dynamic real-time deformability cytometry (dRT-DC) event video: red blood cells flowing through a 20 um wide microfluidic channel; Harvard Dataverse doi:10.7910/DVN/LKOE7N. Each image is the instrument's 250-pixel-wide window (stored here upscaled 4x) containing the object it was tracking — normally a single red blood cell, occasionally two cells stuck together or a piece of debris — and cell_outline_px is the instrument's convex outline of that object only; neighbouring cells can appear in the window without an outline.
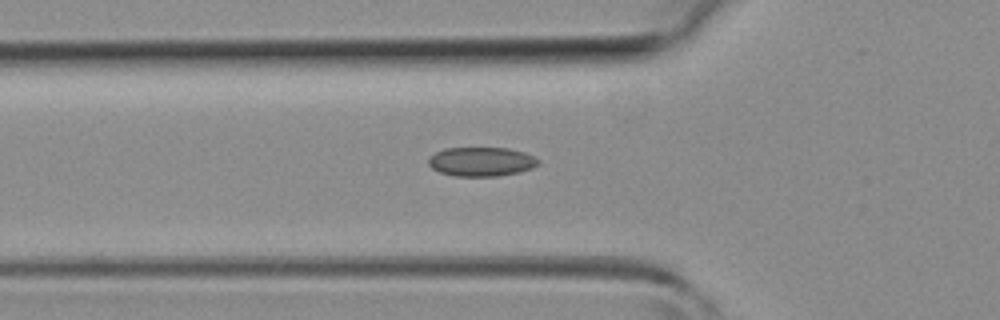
{"species": "common noctule bat (a hibernating species)", "species_latin": "Nyctalus noctula", "temperature_condition": "room temperature", "stored_images_in_passage": 29, "camera_frame_rate_fps": 3000, "um_per_image_px": 0.085, "animal": {"sex": "female", "body_mass_g": 19.3, "forearm_length_mm": 54.1}, "frame": {"image": 1, "passage_image": 5, "time_ms": 1.333, "image_size_px": [1000, 320], "cell_outline_px": [[540, 164], [532, 168], [520, 172], [496, 176], [452, 176], [440, 172], [432, 168], [428, 164], [428, 160], [436, 152], [444, 148], [508, 148], [524, 152], [540, 160]], "centroid_in_image_um": [40.93, 13.74], "position_along_channel_um": 84.9, "area_um2": 18.67}}
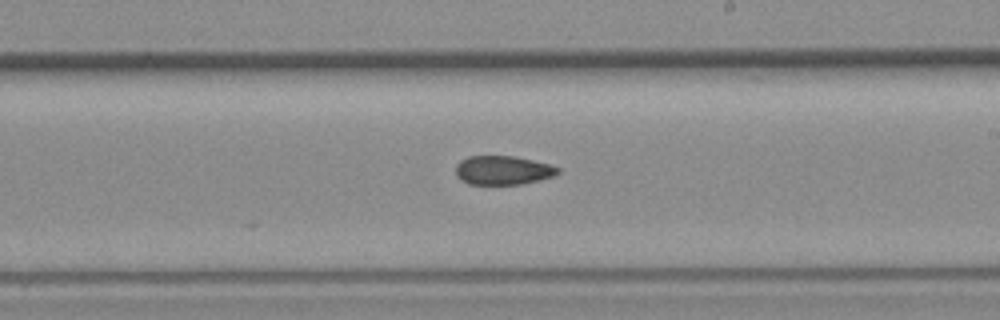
{"frame": {"image": 2, "passage_image": 15, "time_ms": 4.667, "image_size_px": [1000, 320], "cell_outline_px": [[560, 172], [556, 176], [540, 180], [520, 184], [468, 184], [460, 180], [456, 176], [456, 164], [460, 160], [468, 156], [516, 156], [552, 164], [560, 168]], "centroid_in_image_um": [42.78, 14.47], "position_along_channel_um": 246.2, "area_um2": 17.57}}
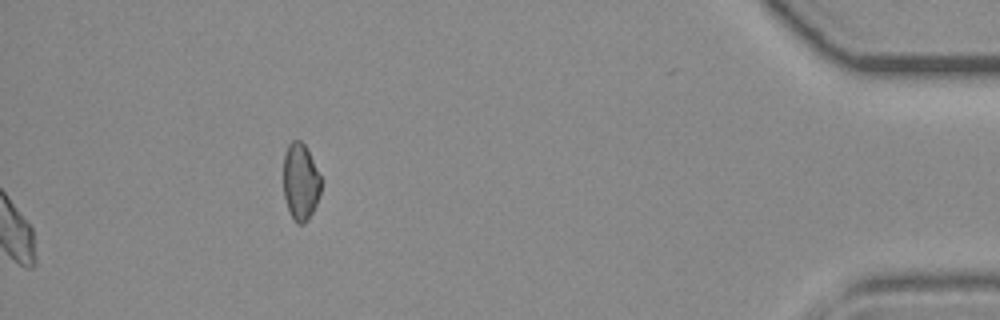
{"frame": {"image": 3, "passage_image": 29, "time_ms": 9.333, "image_size_px": [1000, 320], "cell_outline_px": [[320, 192], [316, 204], [308, 220], [304, 224], [296, 224], [292, 220], [284, 196], [284, 156], [288, 144], [292, 140], [300, 140], [304, 144], [320, 176]], "centroid_in_image_um": [25.53, 15.49], "position_along_channel_um": 409.7, "area_um2": 16.65}}